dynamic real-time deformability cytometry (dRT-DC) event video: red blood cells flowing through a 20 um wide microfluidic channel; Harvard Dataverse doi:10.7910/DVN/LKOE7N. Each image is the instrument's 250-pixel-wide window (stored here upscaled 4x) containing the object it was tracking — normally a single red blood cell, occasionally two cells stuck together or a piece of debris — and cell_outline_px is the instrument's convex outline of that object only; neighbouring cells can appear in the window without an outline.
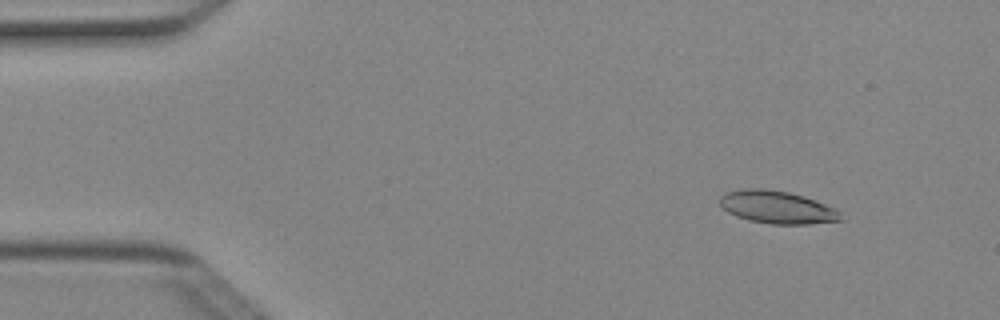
{"species": "Egyptian fruit bat (a non-hibernating species)", "species_latin": "Rousettus aegyptiacus", "temperature_condition": "cold", "stored_images_in_passage": 5, "camera_frame_rate_fps": 3000, "um_per_image_px": 0.085, "animal": {"sex": "female"}, "frame": {"image": 1, "passage_image": 1, "time_ms": 0.0, "image_size_px": [1000, 320], "cell_outline_px": [[844, 220], [808, 224], [772, 224], [748, 220], [736, 216], [728, 212], [720, 204], [720, 196], [724, 192], [740, 188], [764, 188], [788, 192], [804, 196], [836, 208], [840, 212]], "centroid_in_image_um": [66.05, 17.6], "position_along_channel_um": 18.9, "area_um2": 23.24}}
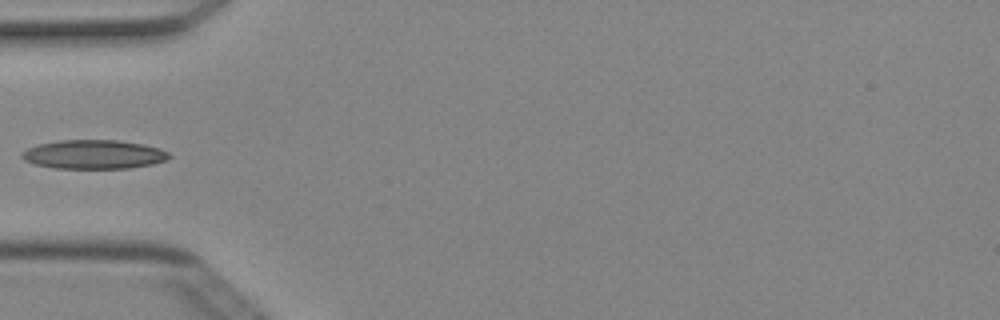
{"frame": {"image": 2, "passage_image": 4, "time_ms": 1.0, "image_size_px": [1000, 320], "cell_outline_px": [[172, 156], [168, 160], [152, 164], [128, 168], [52, 168], [32, 164], [24, 160], [20, 156], [28, 148], [36, 144], [60, 140], [116, 140], [144, 144], [160, 148], [168, 152]], "centroid_in_image_um": [7.97, 13.12], "position_along_channel_um": 77.0, "area_um2": 25.03}}
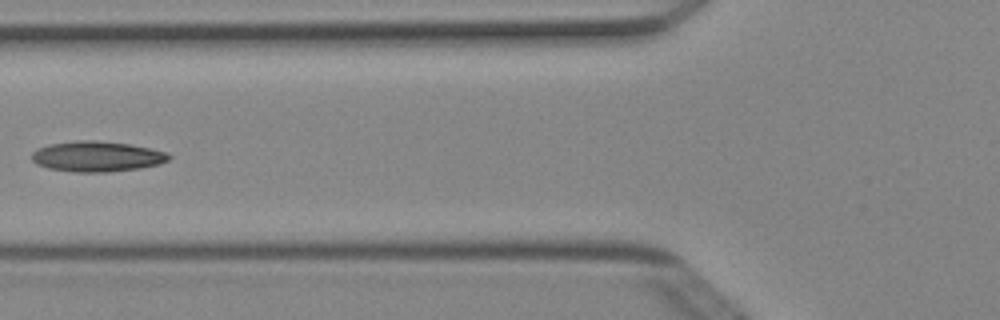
{"frame": {"image": 3, "passage_image": 5, "time_ms": 1.333, "image_size_px": [1000, 320], "cell_outline_px": [[172, 156], [168, 160], [160, 164], [140, 168], [108, 172], [76, 172], [48, 168], [36, 164], [32, 160], [32, 152], [36, 148], [48, 144], [76, 140], [96, 140], [128, 144], [168, 152]], "centroid_in_image_um": [8.22, 13.29], "position_along_channel_um": 117.6, "area_um2": 24.45}}